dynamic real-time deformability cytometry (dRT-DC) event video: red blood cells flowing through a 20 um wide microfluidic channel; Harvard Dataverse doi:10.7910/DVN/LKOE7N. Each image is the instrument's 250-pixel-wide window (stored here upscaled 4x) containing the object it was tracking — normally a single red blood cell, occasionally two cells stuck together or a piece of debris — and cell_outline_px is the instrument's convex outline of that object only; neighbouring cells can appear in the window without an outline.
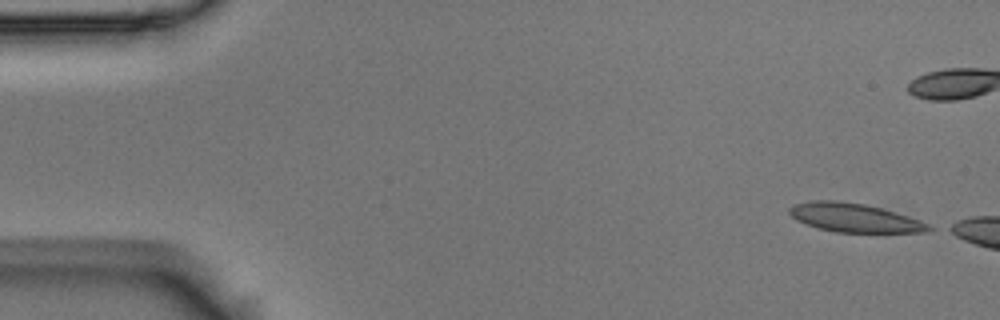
{"species": "Egyptian fruit bat (a non-hibernating species)", "species_latin": "Rousettus aegyptiacus", "temperature_condition": "room temperature", "stored_images_in_passage": 52, "camera_frame_rate_fps": 3000, "um_per_image_px": 0.085, "animal": {"sex": "male"}, "frame": {"image": 1, "passage_image": 1, "time_ms": 0.0, "image_size_px": [1000, 320], "cell_outline_px": [[936, 228], [932, 232], [836, 232], [820, 228], [796, 220], [788, 212], [788, 208], [796, 204], [812, 200], [836, 200], [864, 204], [880, 208], [928, 224]], "centroid_in_image_um": [72.6, 18.51], "position_along_channel_um": 12.4, "area_um2": 22.89}}
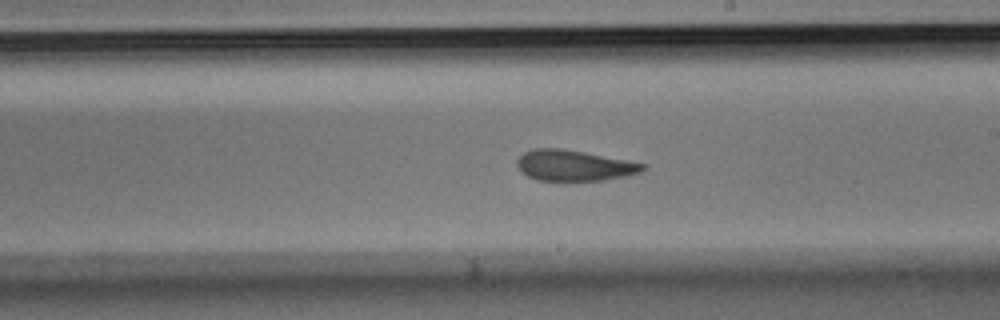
{"frame": {"image": 2, "passage_image": 30, "time_ms": 9.667, "image_size_px": [1000, 320], "cell_outline_px": [[648, 168], [640, 172], [624, 176], [604, 180], [536, 180], [520, 172], [516, 164], [516, 160], [524, 152], [532, 148], [560, 148], [584, 152], [648, 164]], "centroid_in_image_um": [48.78, 14.06], "position_along_channel_um": 240.2, "area_um2": 22.6}}
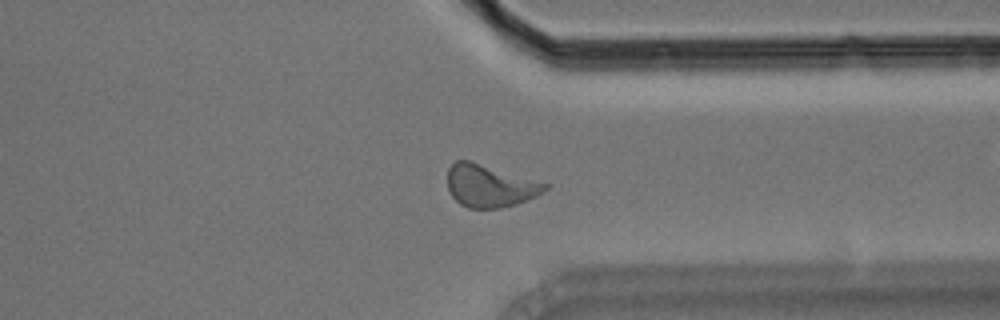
{"frame": {"image": 3, "passage_image": 41, "time_ms": 13.333, "image_size_px": [1000, 320], "cell_outline_px": [[548, 188], [536, 196], [516, 204], [500, 208], [468, 208], [460, 204], [452, 196], [448, 188], [448, 168], [456, 160], [468, 160], [548, 184]], "centroid_in_image_um": [41.6, 15.81], "position_along_channel_um": 369.8, "area_um2": 23.7}}